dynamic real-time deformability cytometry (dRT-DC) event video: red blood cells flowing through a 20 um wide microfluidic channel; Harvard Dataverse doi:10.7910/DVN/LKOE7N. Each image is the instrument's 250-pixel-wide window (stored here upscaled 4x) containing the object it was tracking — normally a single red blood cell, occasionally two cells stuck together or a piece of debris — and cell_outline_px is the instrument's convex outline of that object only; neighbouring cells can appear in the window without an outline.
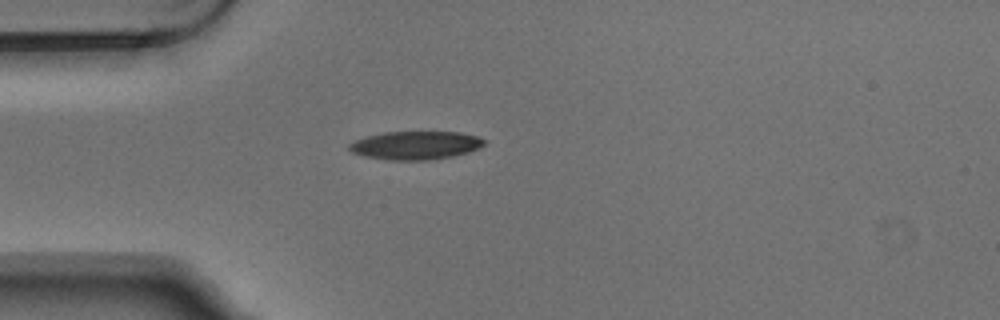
{"species": "Egyptian fruit bat (a non-hibernating species)", "species_latin": "Rousettus aegyptiacus", "temperature_condition": "warm", "stored_images_in_passage": 2, "camera_frame_rate_fps": 3000, "um_per_image_px": 0.085, "animal": {"sex": "male"}, "frame": {"image": 1, "passage_image": 1, "time_ms": 0.0, "image_size_px": [1000, 320], "cell_outline_px": [[484, 144], [468, 152], [452, 156], [428, 160], [392, 160], [364, 156], [352, 152], [348, 148], [348, 144], [356, 140], [368, 136], [384, 132], [460, 132], [480, 136], [484, 140]], "centroid_in_image_um": [35.32, 12.35], "position_along_channel_um": 49.7, "area_um2": 22.08}}